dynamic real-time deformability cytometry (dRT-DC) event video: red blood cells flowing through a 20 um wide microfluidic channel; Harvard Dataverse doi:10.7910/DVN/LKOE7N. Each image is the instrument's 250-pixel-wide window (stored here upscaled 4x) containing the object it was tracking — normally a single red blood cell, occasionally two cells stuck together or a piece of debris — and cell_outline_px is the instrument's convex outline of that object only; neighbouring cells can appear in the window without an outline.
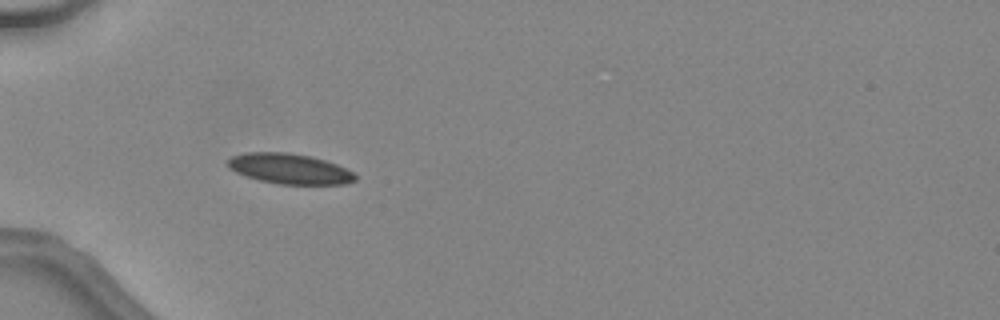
{"species": "common noctule bat (a hibernating species)", "species_latin": "Nyctalus noctula", "temperature_condition": "warm", "stored_images_in_passage": 47, "camera_frame_rate_fps": 3000, "um_per_image_px": 0.085, "animal": {"sex": "female", "body_mass_g": 24.6, "forearm_length_mm": 56.2}, "frame": {"image": 1, "passage_image": 17, "time_ms": 5.333, "image_size_px": [1000, 320], "cell_outline_px": [[356, 180], [344, 184], [280, 184], [260, 180], [244, 176], [228, 168], [224, 164], [232, 156], [248, 152], [288, 152], [312, 156], [336, 164], [352, 172], [356, 176]], "centroid_in_image_um": [24.56, 14.34], "position_along_channel_um": 60.4, "area_um2": 22.54}}
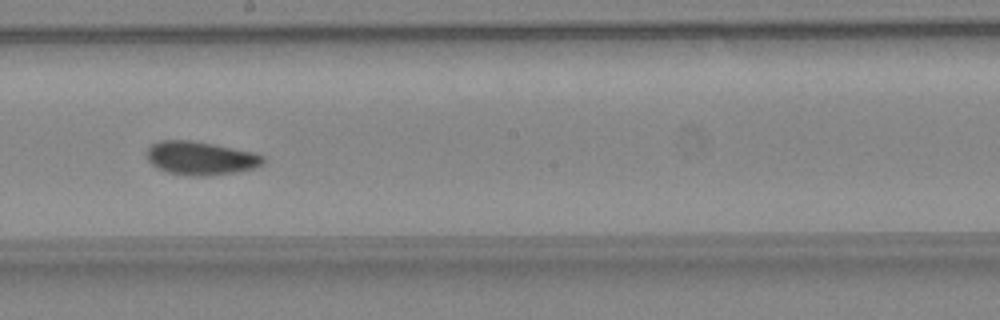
{"frame": {"image": 2, "passage_image": 29, "time_ms": 9.333, "image_size_px": [1000, 320], "cell_outline_px": [[264, 164], [252, 168], [236, 172], [204, 176], [188, 176], [168, 172], [156, 168], [148, 160], [144, 152], [152, 144], [160, 140], [192, 140], [252, 152], [264, 156]], "centroid_in_image_um": [17.0, 13.44], "position_along_channel_um": 231.2, "area_um2": 22.72}}
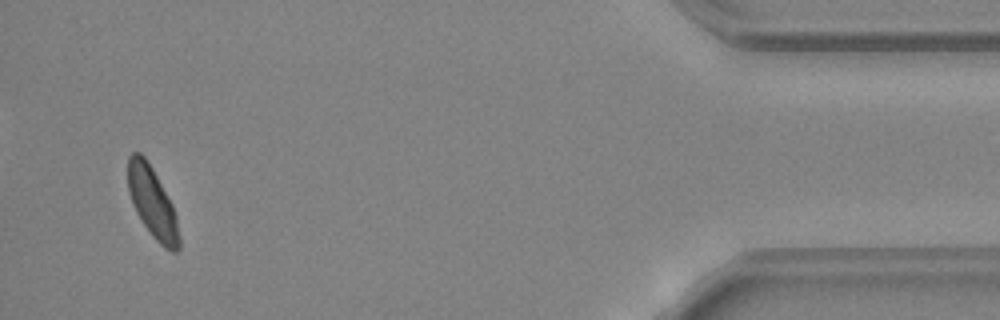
{"frame": {"image": 3, "passage_image": 46, "time_ms": 15.0, "image_size_px": [1000, 320], "cell_outline_px": [[180, 248], [176, 252], [172, 252], [164, 248], [152, 236], [136, 212], [132, 204], [128, 192], [128, 156], [132, 152], [140, 152], [144, 156], [152, 168], [172, 204], [176, 216], [180, 236]], "centroid_in_image_um": [12.95, 17.23], "position_along_channel_um": 422.2, "area_um2": 21.04}, "authors_computed_cell_mechanics": {"area_um2": 21.5594, "velocity_mm_per_s": 4.5302, "shape_relaxation_time_tau1_ms": 3.451, "shape_relaxation_time_tau2_ms": 2.3598, "deformation_change_tau1": 0.1038, "deformation_change_tau2": 0.0652}}